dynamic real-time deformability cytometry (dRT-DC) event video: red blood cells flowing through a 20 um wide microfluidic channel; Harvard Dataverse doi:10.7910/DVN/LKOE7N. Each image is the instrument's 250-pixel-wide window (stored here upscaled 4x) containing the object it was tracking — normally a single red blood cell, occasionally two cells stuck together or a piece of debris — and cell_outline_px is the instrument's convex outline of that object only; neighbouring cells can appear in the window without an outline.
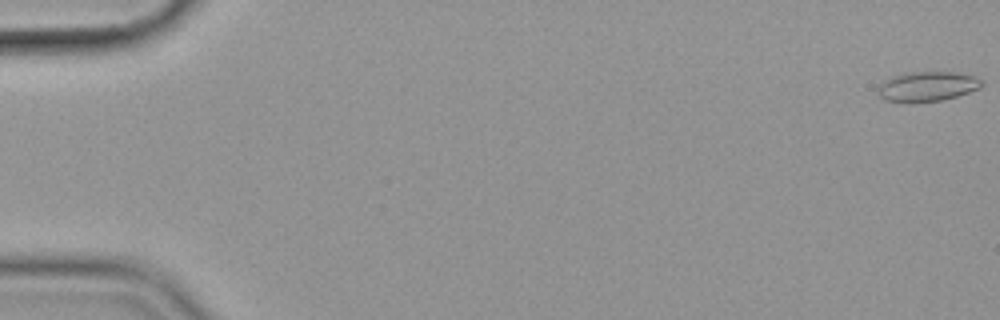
{"species": "common noctule bat (a hibernating species)", "species_latin": "Nyctalus noctula", "temperature_condition": "cold", "stored_images_in_passage": 14, "camera_frame_rate_fps": 3000, "um_per_image_px": 0.085, "animal": {"sex": "female", "body_mass_g": 19.9}, "frame": {"image": 1, "passage_image": 1, "time_ms": 0.0, "image_size_px": [1000, 320], "cell_outline_px": [[984, 84], [980, 88], [956, 96], [940, 100], [912, 104], [884, 100], [880, 96], [876, 88], [884, 80], [892, 76], [904, 72], [952, 72], [976, 76], [984, 80]], "centroid_in_image_um": [78.79, 7.36], "position_along_channel_um": 6.2, "area_um2": 18.44}}